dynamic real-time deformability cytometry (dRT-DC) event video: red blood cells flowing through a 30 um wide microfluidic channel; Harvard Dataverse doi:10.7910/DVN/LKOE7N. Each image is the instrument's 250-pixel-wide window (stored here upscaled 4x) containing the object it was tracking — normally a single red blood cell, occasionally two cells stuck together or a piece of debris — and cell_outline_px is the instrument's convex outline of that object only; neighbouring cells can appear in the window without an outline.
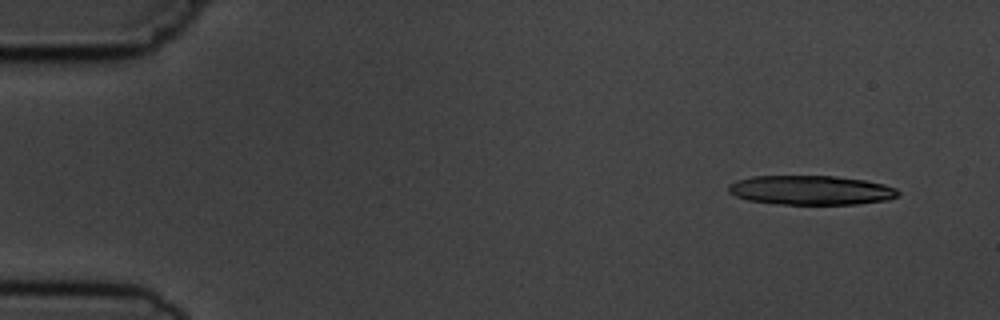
{"species": "common noctule bat (a hibernating species)", "species_latin": "Nyctalus noctula", "temperature_condition": "cold", "stored_images_in_passage": 8, "camera_frame_rate_fps": 3000, "um_per_image_px": 0.085, "animal": {"sex": "male", "body_mass_g": 19.5, "forearm_length_mm": 54.6}, "frame": {"image": 1, "passage_image": 1, "time_ms": 0.0, "image_size_px": [1000, 320], "cell_outline_px": [[900, 196], [888, 200], [856, 204], [776, 204], [748, 200], [736, 196], [728, 192], [728, 184], [736, 180], [752, 176], [836, 176], [864, 180], [884, 184], [896, 188], [900, 192]], "centroid_in_image_um": [68.94, 16.16], "position_along_channel_um": 16.1, "area_um2": 29.19}}
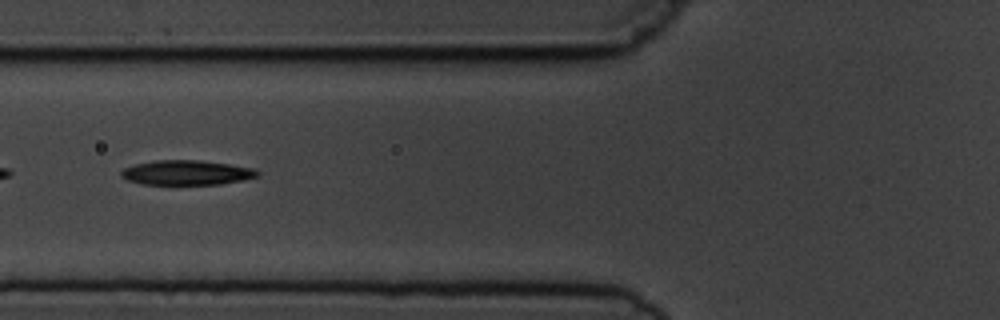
{"frame": {"image": 2, "passage_image": 6, "time_ms": 5.667, "image_size_px": [1000, 320], "cell_outline_px": [[260, 176], [244, 180], [220, 184], [144, 184], [128, 180], [120, 176], [120, 172], [124, 168], [136, 164], [156, 160], [200, 160], [256, 168], [260, 172]], "centroid_in_image_um": [15.91, 14.67], "position_along_channel_um": 109.9, "area_um2": 19.65}}
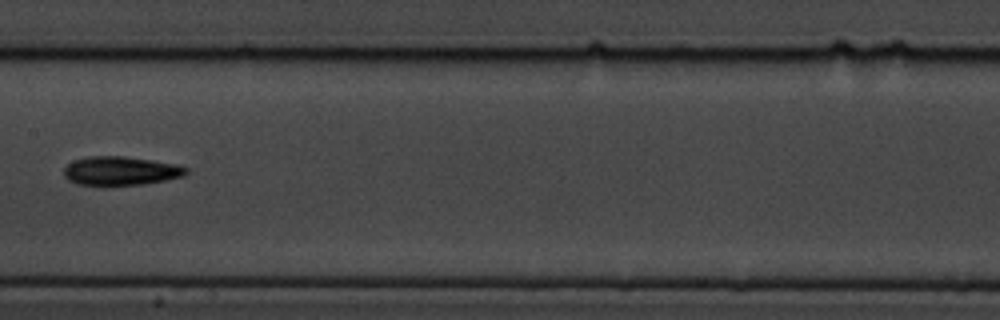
{"frame": {"image": 3, "passage_image": 8, "time_ms": 8.0, "image_size_px": [1000, 320], "cell_outline_px": [[188, 172], [184, 176], [164, 180], [140, 184], [108, 188], [100, 188], [76, 184], [68, 180], [64, 176], [64, 168], [72, 160], [88, 156], [124, 156], [152, 160], [176, 164], [188, 168]], "centroid_in_image_um": [10.18, 14.56], "position_along_channel_um": 197.2, "area_um2": 21.33}}